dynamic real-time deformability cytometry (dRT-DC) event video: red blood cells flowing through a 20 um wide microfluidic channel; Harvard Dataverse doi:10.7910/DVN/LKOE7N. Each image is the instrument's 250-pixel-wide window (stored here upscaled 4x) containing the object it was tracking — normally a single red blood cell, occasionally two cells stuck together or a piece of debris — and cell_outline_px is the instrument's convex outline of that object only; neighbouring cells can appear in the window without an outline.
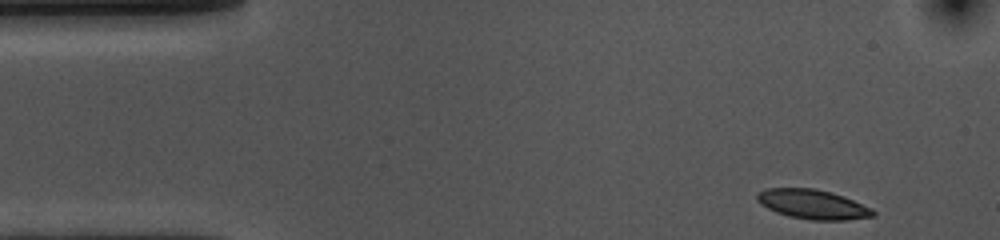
{"species": "common noctule bat (a hibernating species)", "species_latin": "Nyctalus noctula", "temperature_condition": "cold", "stored_images_in_passage": 41, "camera_frame_rate_fps": 3000, "um_per_image_px": 0.085, "animal": {"sex": "female", "body_mass_g": 10.0, "forearm_length_mm": 53.1}, "frame": {"image": 1, "passage_image": 1, "time_ms": 0.0, "image_size_px": [1000, 240], "cell_outline_px": [[876, 216], [848, 220], [812, 220], [788, 216], [776, 212], [760, 204], [756, 200], [756, 196], [760, 192], [768, 188], [816, 188], [832, 192], [844, 196], [872, 208], [876, 212]], "centroid_in_image_um": [69.12, 17.37], "position_along_channel_um": 15.9, "area_um2": 20.06}}
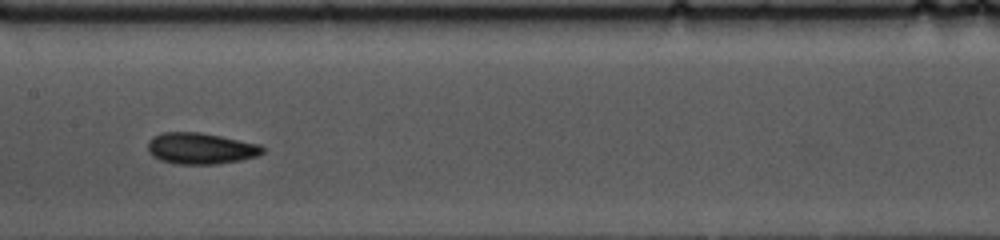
{"frame": {"image": 2, "passage_image": 22, "time_ms": 7.0, "image_size_px": [1000, 240], "cell_outline_px": [[264, 152], [256, 156], [240, 160], [216, 164], [176, 164], [160, 160], [152, 156], [148, 152], [148, 140], [152, 136], [164, 132], [200, 132], [260, 144], [264, 148]], "centroid_in_image_um": [17.02, 12.61], "position_along_channel_um": 190.4, "area_um2": 20.98}}
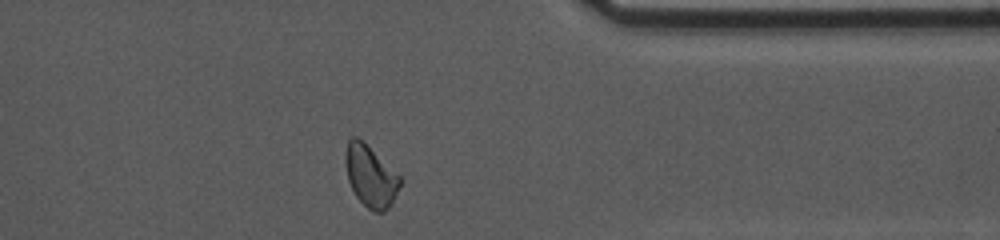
{"frame": {"image": 3, "passage_image": 39, "time_ms": 12.667, "image_size_px": [1000, 240], "cell_outline_px": [[404, 180], [388, 208], [384, 212], [372, 212], [356, 196], [348, 180], [344, 164], [344, 152], [348, 140], [352, 136], [356, 136], [400, 176]], "centroid_in_image_um": [31.48, 14.98], "position_along_channel_um": 379.9, "area_um2": 19.42}, "authors_computed_cell_mechanics": {"area_um2": 19.9988, "velocity_mm_per_s": 3.5979, "shape_relaxation_time_tau1_ms": 2.7764, "shape_relaxation_time_tau2_ms": 2.1223, "deformation_change_tau1": 0.1064, "deformation_change_tau2": 0.0754}}